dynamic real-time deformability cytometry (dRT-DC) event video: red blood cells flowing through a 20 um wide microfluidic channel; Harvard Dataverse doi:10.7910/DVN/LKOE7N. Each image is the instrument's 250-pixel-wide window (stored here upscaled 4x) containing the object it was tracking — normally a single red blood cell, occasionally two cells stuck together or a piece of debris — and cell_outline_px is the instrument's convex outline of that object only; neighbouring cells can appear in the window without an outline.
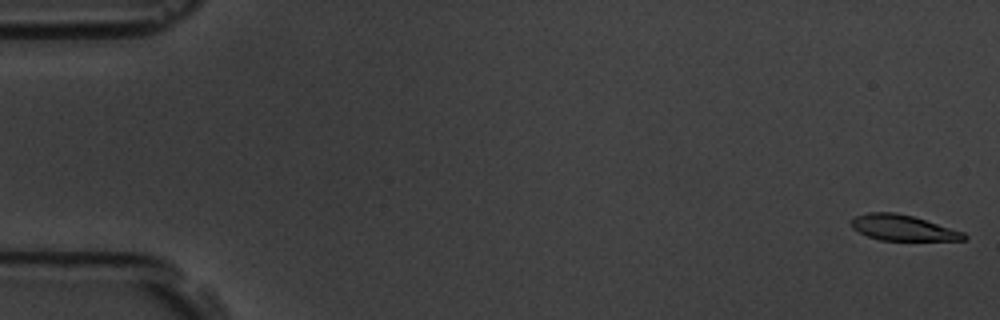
{"species": "common noctule bat (a hibernating species)", "species_latin": "Nyctalus noctula", "temperature_condition": "room temperature", "stored_images_in_passage": 7, "camera_frame_rate_fps": 3000, "um_per_image_px": 0.085, "animal": {"sex": "male", "body_mass_g": 19.5, "forearm_length_mm": 54.6}, "frame": {"image": 1, "passage_image": 1, "time_ms": 0.0, "image_size_px": [1000, 320], "cell_outline_px": [[968, 236], [964, 240], [880, 240], [868, 236], [852, 228], [852, 220], [856, 216], [868, 212], [896, 212], [912, 216], [964, 232]], "centroid_in_image_um": [76.75, 19.36], "position_along_channel_um": 8.3, "area_um2": 16.59}}
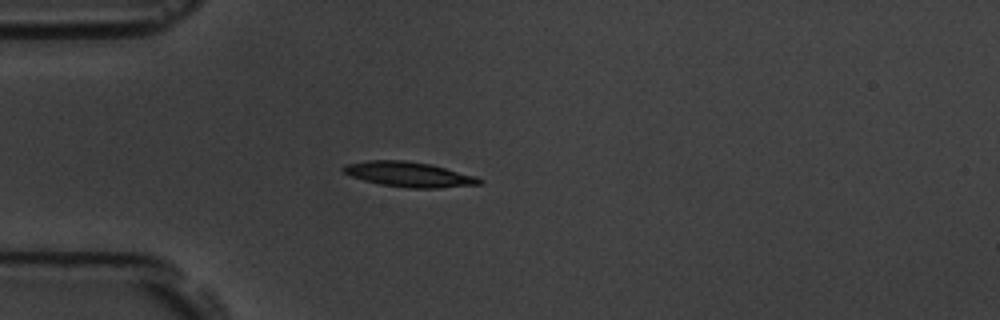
{"frame": {"image": 2, "passage_image": 5, "time_ms": 5.0, "image_size_px": [1000, 320], "cell_outline_px": [[484, 180], [480, 184], [440, 188], [408, 188], [380, 184], [364, 180], [352, 176], [344, 172], [340, 168], [344, 164], [368, 160], [404, 160], [428, 164], [476, 176]], "centroid_in_image_um": [34.73, 14.82], "position_along_channel_um": 50.3, "area_um2": 19.71}}
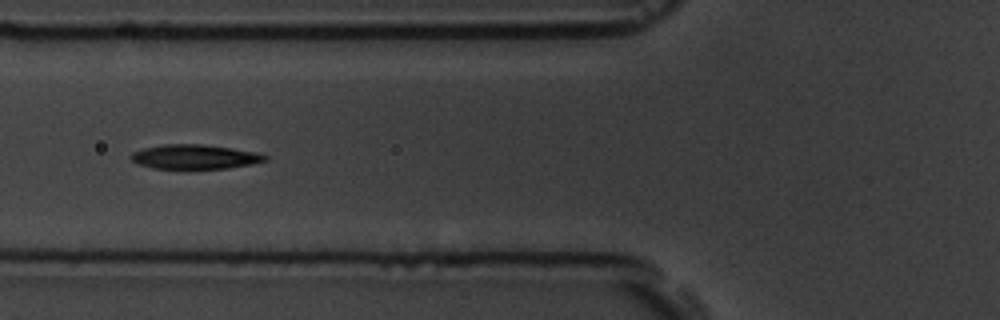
{"frame": {"image": 3, "passage_image": 7, "time_ms": 7.0, "image_size_px": [1000, 320], "cell_outline_px": [[268, 160], [252, 164], [228, 168], [152, 168], [140, 164], [132, 160], [128, 156], [132, 152], [144, 148], [164, 144], [204, 144], [232, 148], [256, 152], [268, 156]], "centroid_in_image_um": [16.57, 13.32], "position_along_channel_um": 109.2, "area_um2": 19.02}}